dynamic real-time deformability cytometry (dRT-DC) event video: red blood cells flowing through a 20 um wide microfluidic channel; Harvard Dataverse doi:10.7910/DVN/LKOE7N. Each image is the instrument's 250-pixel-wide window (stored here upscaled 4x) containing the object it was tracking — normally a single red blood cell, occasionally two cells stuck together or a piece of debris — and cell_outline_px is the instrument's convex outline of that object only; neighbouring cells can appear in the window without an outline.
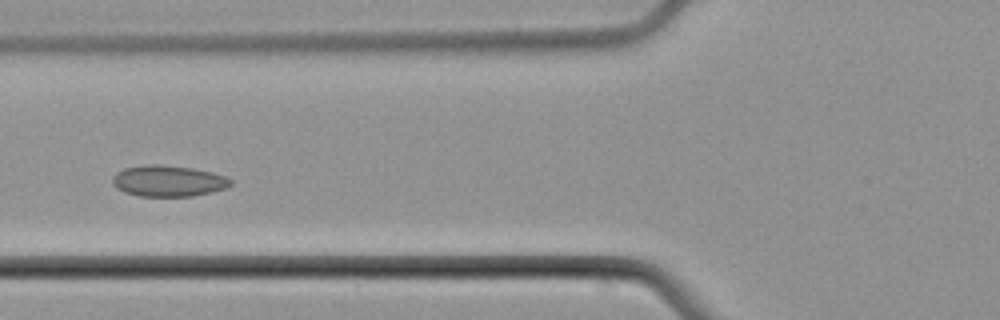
{"species": "common noctule bat (a hibernating species)", "species_latin": "Nyctalus noctula", "temperature_condition": "cold", "stored_images_in_passage": 6, "camera_frame_rate_fps": 3000, "um_per_image_px": 0.085, "animal": {"sex": "male", "body_mass_g": 21.5, "forearm_length_mm": 52.0}, "frame": {"image": 1, "passage_image": 6, "time_ms": 6.0, "image_size_px": [1000, 320], "cell_outline_px": [[232, 184], [228, 188], [212, 192], [192, 196], [140, 196], [124, 192], [116, 188], [112, 184], [112, 176], [116, 172], [124, 168], [148, 164], [160, 164], [192, 168], [212, 172], [224, 176], [232, 180]], "centroid_in_image_um": [14.29, 15.38], "position_along_channel_um": 111.5, "area_um2": 21.62}}